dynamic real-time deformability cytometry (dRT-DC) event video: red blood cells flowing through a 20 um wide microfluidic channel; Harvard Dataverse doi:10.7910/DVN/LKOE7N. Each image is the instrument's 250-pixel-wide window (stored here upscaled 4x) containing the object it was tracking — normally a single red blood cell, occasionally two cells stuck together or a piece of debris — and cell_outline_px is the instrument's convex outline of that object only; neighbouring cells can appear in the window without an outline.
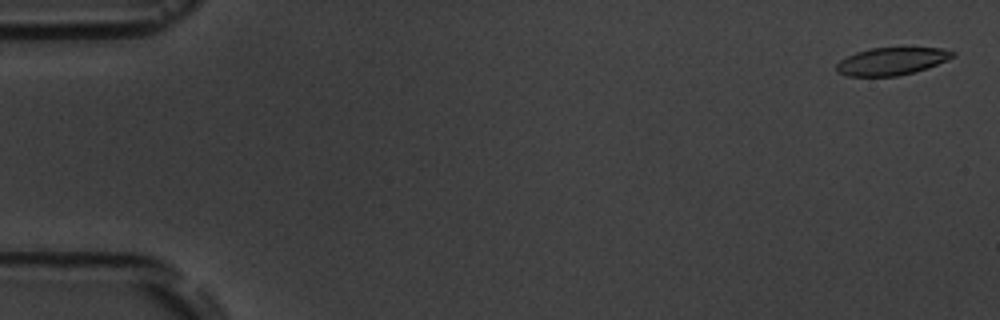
{"species": "common noctule bat (a hibernating species)", "species_latin": "Nyctalus noctula", "temperature_condition": "room temperature", "stored_images_in_passage": 3, "camera_frame_rate_fps": 3000, "um_per_image_px": 0.085, "animal": {"sex": "male", "body_mass_g": 19.5, "forearm_length_mm": 54.6}, "frame": {"image": 1, "passage_image": 1, "time_ms": 0.0, "image_size_px": [1000, 320], "cell_outline_px": [[956, 56], [928, 68], [896, 76], [848, 76], [836, 72], [836, 64], [840, 60], [856, 52], [868, 48], [940, 48], [956, 52]], "centroid_in_image_um": [75.78, 5.2], "position_along_channel_um": 9.2, "area_um2": 18.61}}